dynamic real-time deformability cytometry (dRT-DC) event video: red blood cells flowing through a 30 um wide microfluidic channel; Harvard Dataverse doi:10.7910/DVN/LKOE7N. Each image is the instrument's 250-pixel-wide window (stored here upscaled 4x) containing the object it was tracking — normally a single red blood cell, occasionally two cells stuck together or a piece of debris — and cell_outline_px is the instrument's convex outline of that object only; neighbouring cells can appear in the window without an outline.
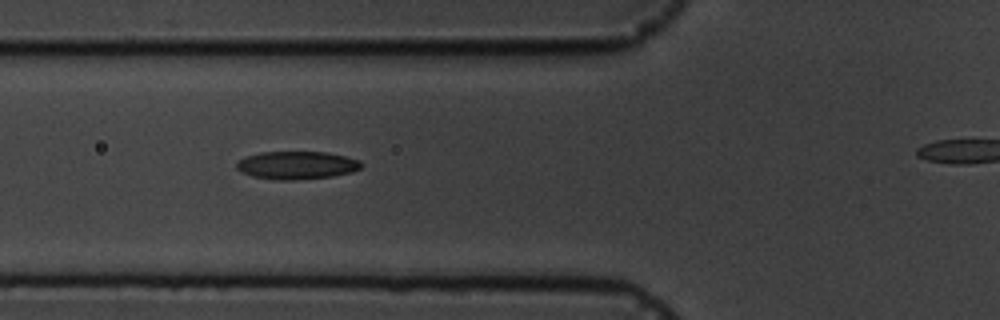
{"species": "common noctule bat (a hibernating species)", "species_latin": "Nyctalus noctula", "temperature_condition": "cold", "stored_images_in_passage": 7, "segment_of_instrument_passage": [1, 2], "camera_frame_rate_fps": 3000, "um_per_image_px": 0.085, "animal": {"sex": "male", "body_mass_g": 19.5, "forearm_length_mm": 54.6}, "frame": {"image": 1, "passage_image": 3, "time_ms": 2.0, "image_size_px": [1000, 320], "cell_outline_px": [[364, 164], [360, 168], [352, 172], [332, 176], [296, 180], [276, 180], [252, 176], [240, 172], [236, 168], [236, 164], [244, 156], [260, 152], [328, 152], [360, 160]], "centroid_in_image_um": [25.21, 14.04], "position_along_channel_um": 100.6, "area_um2": 20.46}}
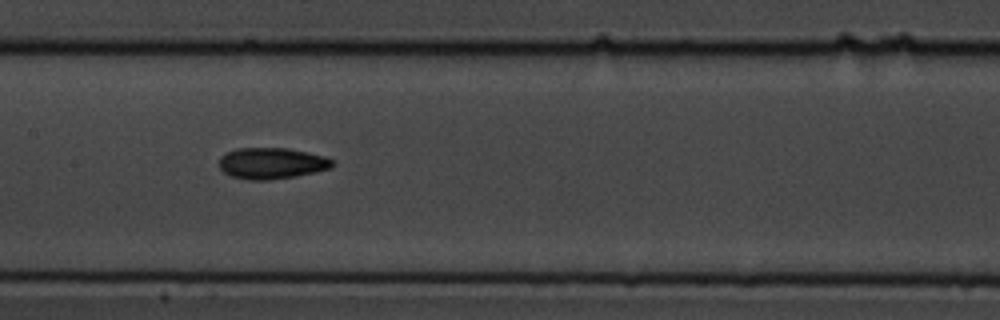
{"frame": {"image": 2, "passage_image": 5, "time_ms": 4.333, "image_size_px": [1000, 320], "cell_outline_px": [[336, 164], [328, 168], [316, 172], [296, 176], [268, 180], [248, 180], [232, 176], [224, 172], [220, 168], [220, 156], [236, 148], [288, 148], [308, 152], [324, 156], [332, 160]], "centroid_in_image_um": [23.1, 13.88], "position_along_channel_um": 184.3, "area_um2": 20.58}}
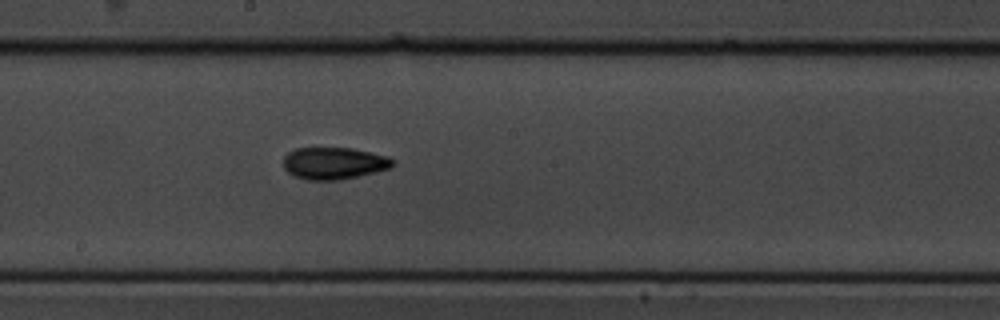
{"frame": {"image": 3, "passage_image": 6, "time_ms": 5.333, "image_size_px": [1000, 320], "cell_outline_px": [[396, 164], [392, 168], [360, 176], [340, 180], [308, 180], [296, 176], [288, 172], [284, 168], [284, 156], [288, 152], [296, 148], [352, 148], [388, 156], [396, 160]], "centroid_in_image_um": [28.45, 13.88], "position_along_channel_um": 219.8, "area_um2": 20.63}}